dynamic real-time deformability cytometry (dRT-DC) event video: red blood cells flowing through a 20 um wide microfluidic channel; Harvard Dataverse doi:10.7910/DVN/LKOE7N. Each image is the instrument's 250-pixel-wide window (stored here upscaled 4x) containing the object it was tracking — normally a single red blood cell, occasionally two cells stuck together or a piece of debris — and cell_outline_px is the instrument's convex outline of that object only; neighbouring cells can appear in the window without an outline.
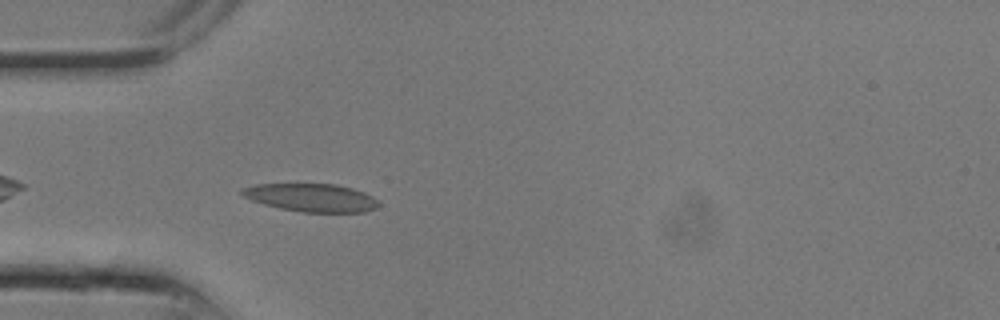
{"species": "common noctule bat (a hibernating species)", "species_latin": "Nyctalus noctula", "temperature_condition": "room temperature", "stored_images_in_passage": 7, "camera_frame_rate_fps": 3000, "um_per_image_px": 0.085, "animal": {"sex": "male", "body_mass_g": 13.3}, "frame": {"image": 1, "passage_image": 7, "time_ms": 2.0, "image_size_px": [1000, 320], "cell_outline_px": [[380, 204], [376, 208], [364, 212], [304, 212], [280, 208], [264, 204], [252, 200], [244, 196], [240, 192], [244, 188], [256, 184], [336, 184], [352, 188], [364, 192], [372, 196]], "centroid_in_image_um": [26.49, 16.8], "position_along_channel_um": 58.5, "area_um2": 22.14}}